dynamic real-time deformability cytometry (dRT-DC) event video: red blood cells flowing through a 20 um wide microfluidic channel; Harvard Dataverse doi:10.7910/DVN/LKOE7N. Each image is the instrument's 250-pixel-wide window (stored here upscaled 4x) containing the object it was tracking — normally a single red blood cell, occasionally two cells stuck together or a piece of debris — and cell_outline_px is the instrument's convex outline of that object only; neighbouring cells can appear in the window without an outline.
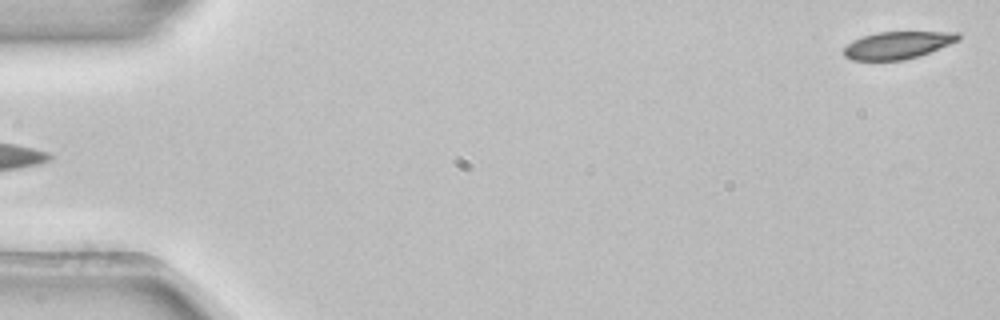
{"species": "common noctule bat (a hibernating species)", "species_latin": "Nyctalus noctula", "temperature_condition": "room temperature", "stored_images_in_passage": 5, "camera_frame_rate_fps": 3000, "um_per_image_px": 0.085, "animal": {"sex": "female", "body_mass_g": 22.7, "forearm_length_mm": 54.2}, "frame": {"image": 1, "passage_image": 5, "time_ms": 1.333, "image_size_px": [1000, 320], "cell_outline_px": [[960, 40], [928, 52], [904, 60], [852, 60], [844, 56], [844, 48], [852, 40], [876, 32], [960, 32]], "centroid_in_image_um": [76.28, 3.83], "position_along_channel_um": 8.7, "area_um2": 18.03}}